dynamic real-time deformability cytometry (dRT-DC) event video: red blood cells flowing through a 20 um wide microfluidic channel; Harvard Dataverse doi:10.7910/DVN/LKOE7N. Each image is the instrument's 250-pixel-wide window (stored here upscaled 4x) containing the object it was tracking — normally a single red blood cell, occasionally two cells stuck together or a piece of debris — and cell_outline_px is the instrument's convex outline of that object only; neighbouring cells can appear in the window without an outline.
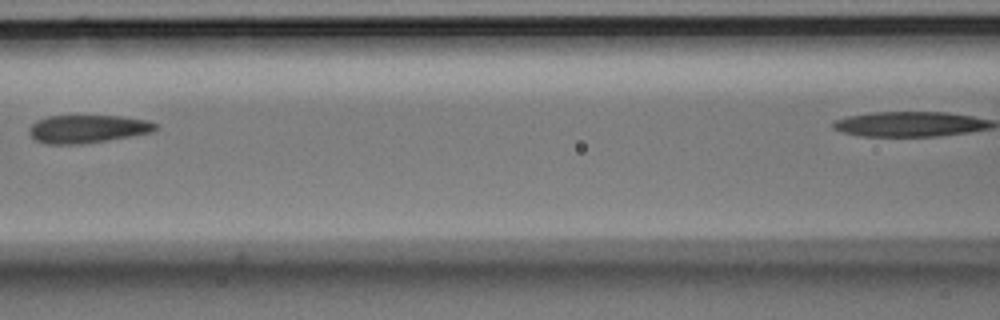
{"species": "Egyptian fruit bat (a non-hibernating species)", "species_latin": "Rousettus aegyptiacus", "temperature_condition": "room temperature", "stored_images_in_passage": 7, "segment_of_instrument_passage": [1, 2], "camera_frame_rate_fps": 3000, "um_per_image_px": 0.085, "animal": {"sex": "male"}, "frame": {"image": 1, "passage_image": 5, "time_ms": 1.333, "image_size_px": [1000, 320], "cell_outline_px": [[160, 128], [152, 132], [80, 144], [48, 144], [36, 140], [28, 132], [28, 128], [36, 120], [48, 116], [120, 116], [148, 120], [156, 124]], "centroid_in_image_um": [7.42, 10.94], "position_along_channel_um": 159.2, "area_um2": 20.46}}
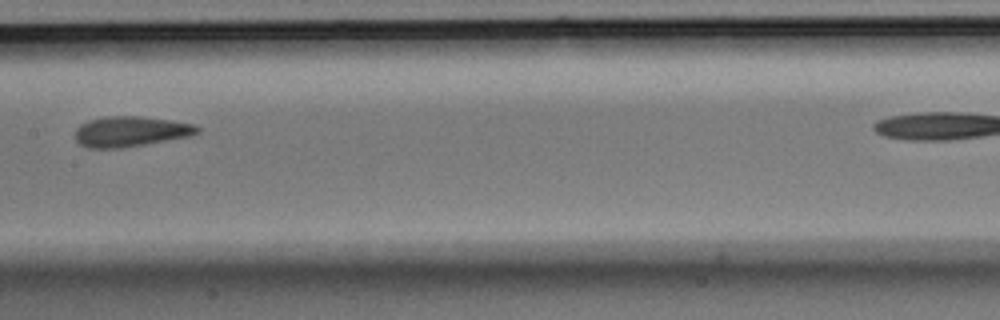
{"frame": {"image": 2, "passage_image": 6, "time_ms": 1.667, "image_size_px": [1000, 320], "cell_outline_px": [[200, 132], [192, 136], [120, 148], [88, 148], [80, 144], [76, 140], [76, 128], [80, 124], [88, 120], [104, 116], [140, 116], [172, 120], [196, 124], [200, 128]], "centroid_in_image_um": [11.13, 11.16], "position_along_channel_um": 196.3, "area_um2": 21.79}}